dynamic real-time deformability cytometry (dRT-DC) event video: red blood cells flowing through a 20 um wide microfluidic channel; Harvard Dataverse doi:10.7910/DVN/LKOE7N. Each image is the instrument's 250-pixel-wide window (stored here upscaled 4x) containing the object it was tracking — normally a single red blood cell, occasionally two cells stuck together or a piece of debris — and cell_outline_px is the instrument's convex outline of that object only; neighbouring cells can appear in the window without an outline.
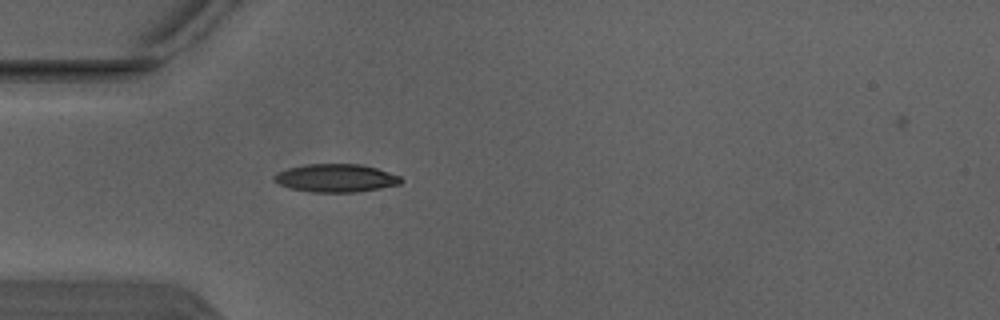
{"species": "Egyptian fruit bat (a non-hibernating species)", "species_latin": "Rousettus aegyptiacus", "temperature_condition": "warm", "stored_images_in_passage": 3, "camera_frame_rate_fps": 3000, "um_per_image_px": 0.085, "animal": {"sex": "male"}, "frame": {"image": 1, "passage_image": 3, "time_ms": 0.667, "image_size_px": [1000, 320], "cell_outline_px": [[404, 180], [400, 184], [380, 188], [356, 192], [312, 192], [288, 188], [272, 180], [272, 176], [276, 172], [288, 168], [304, 164], [360, 164], [376, 168], [400, 176]], "centroid_in_image_um": [28.51, 15.13], "position_along_channel_um": 56.5, "area_um2": 20.87}}